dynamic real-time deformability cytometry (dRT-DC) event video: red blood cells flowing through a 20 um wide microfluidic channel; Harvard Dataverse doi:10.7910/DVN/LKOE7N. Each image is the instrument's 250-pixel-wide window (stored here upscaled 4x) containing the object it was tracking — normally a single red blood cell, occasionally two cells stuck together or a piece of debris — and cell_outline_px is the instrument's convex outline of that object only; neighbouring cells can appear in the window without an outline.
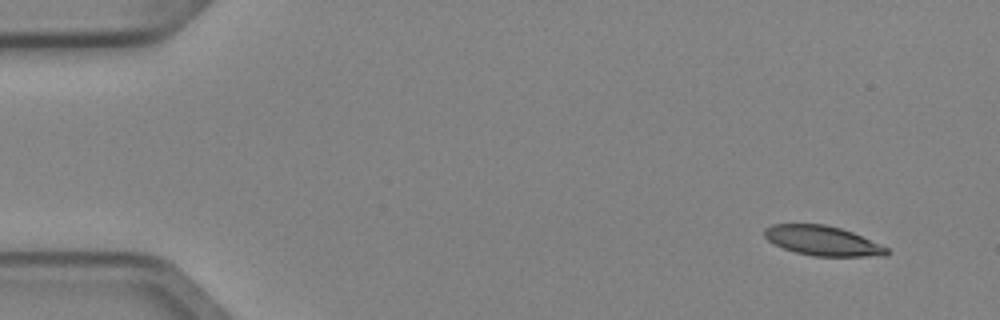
{"species": "Egyptian fruit bat (a non-hibernating species)", "species_latin": "Rousettus aegyptiacus", "temperature_condition": "cold", "stored_images_in_passage": 5, "segment_of_instrument_passage": [1, 2], "camera_frame_rate_fps": 3000, "um_per_image_px": 0.085, "animal": {"sex": "female"}, "frame": {"image": 1, "passage_image": 1, "time_ms": 0.0, "image_size_px": [1000, 320], "cell_outline_px": [[892, 252], [884, 256], [812, 256], [796, 252], [784, 248], [768, 240], [764, 236], [764, 228], [772, 224], [824, 224], [840, 228], [852, 232], [880, 244], [888, 248]], "centroid_in_image_um": [69.93, 20.46], "position_along_channel_um": 15.1, "area_um2": 21.1}}